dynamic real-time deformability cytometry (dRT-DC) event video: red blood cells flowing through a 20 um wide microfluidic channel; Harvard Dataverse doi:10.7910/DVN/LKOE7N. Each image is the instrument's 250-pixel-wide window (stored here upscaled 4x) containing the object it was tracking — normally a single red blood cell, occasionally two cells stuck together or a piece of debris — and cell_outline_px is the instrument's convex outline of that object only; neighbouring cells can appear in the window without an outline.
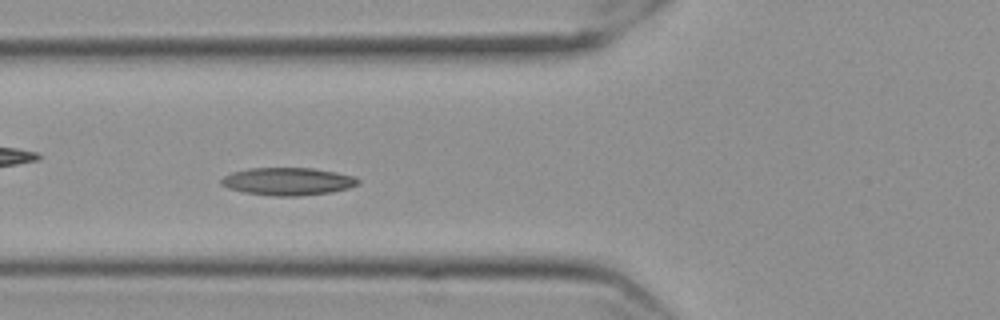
{"species": "Egyptian fruit bat (a non-hibernating species)", "species_latin": "Rousettus aegyptiacus", "temperature_condition": "cold", "stored_images_in_passage": 55, "camera_frame_rate_fps": 3000, "um_per_image_px": 0.085, "frame": {"image": 1, "passage_image": 18, "time_ms": 5.667, "image_size_px": [1000, 320], "cell_outline_px": [[360, 184], [348, 188], [332, 192], [300, 196], [272, 196], [244, 192], [228, 188], [220, 184], [220, 180], [224, 176], [232, 172], [248, 168], [312, 168], [336, 172], [352, 176], [360, 180]], "centroid_in_image_um": [24.46, 15.42], "position_along_channel_um": 101.3, "area_um2": 22.14}}
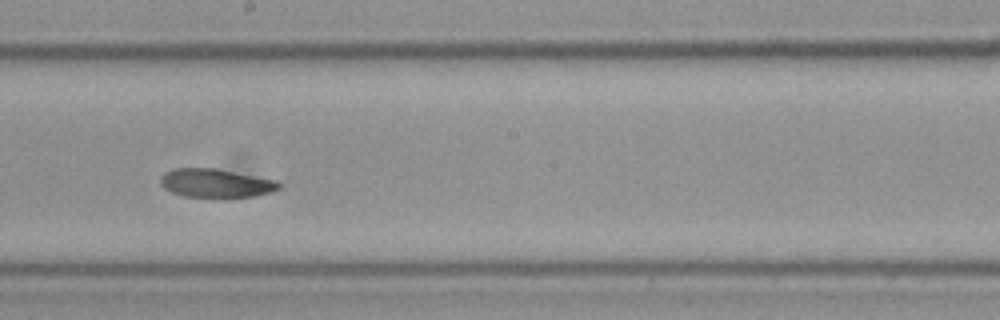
{"frame": {"image": 2, "passage_image": 29, "time_ms": 9.333, "image_size_px": [1000, 320], "cell_outline_px": [[284, 184], [280, 188], [272, 192], [256, 196], [224, 200], [212, 200], [184, 196], [172, 192], [164, 188], [160, 184], [160, 176], [164, 172], [172, 168], [216, 168], [276, 180]], "centroid_in_image_um": [18.36, 15.62], "position_along_channel_um": 229.8, "area_um2": 20.92}}
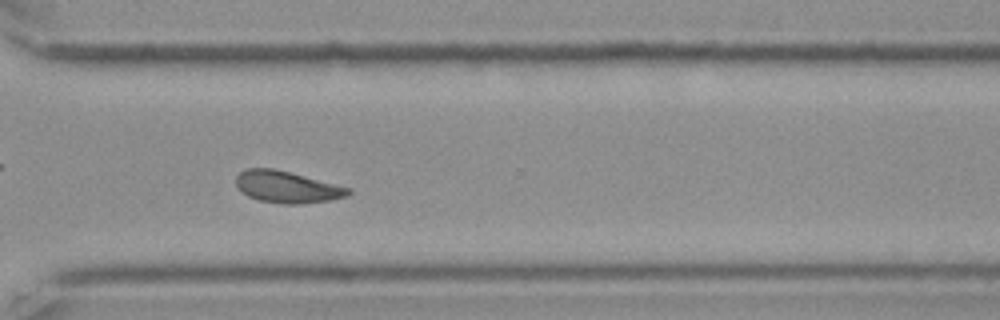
{"frame": {"image": 3, "passage_image": 39, "time_ms": 12.667, "image_size_px": [1000, 320], "cell_outline_px": [[352, 192], [348, 196], [328, 200], [300, 204], [284, 204], [260, 200], [248, 196], [236, 184], [236, 176], [244, 168], [272, 168], [352, 188]], "centroid_in_image_um": [24.41, 15.89], "position_along_channel_um": 346.2, "area_um2": 20.52}}